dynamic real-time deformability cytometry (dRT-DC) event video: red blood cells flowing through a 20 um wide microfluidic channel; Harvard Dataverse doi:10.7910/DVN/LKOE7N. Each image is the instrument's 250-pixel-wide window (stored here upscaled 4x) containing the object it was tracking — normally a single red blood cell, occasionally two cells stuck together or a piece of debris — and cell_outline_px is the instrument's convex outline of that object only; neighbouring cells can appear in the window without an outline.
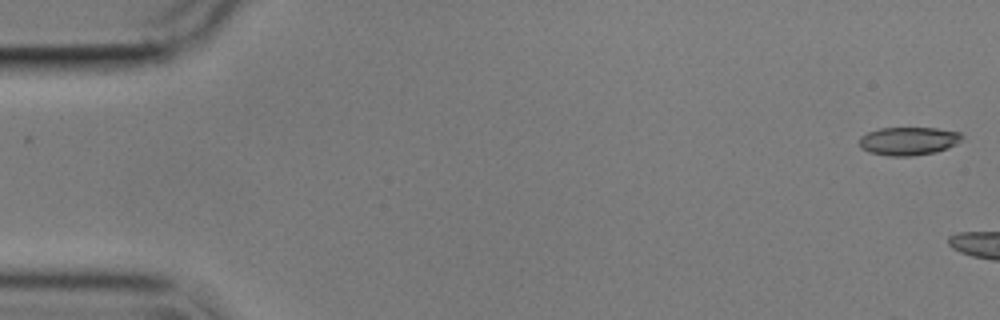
{"species": "common noctule bat (a hibernating species)", "species_latin": "Nyctalus noctula", "temperature_condition": "cold", "stored_images_in_passage": 9, "camera_frame_rate_fps": 3000, "um_per_image_px": 0.085, "animal": {"sex": "male", "body_mass_g": 17.9}, "frame": {"image": 1, "passage_image": 1, "time_ms": 0.0, "image_size_px": [1000, 320], "cell_outline_px": [[964, 136], [956, 144], [948, 148], [936, 152], [912, 156], [888, 156], [868, 152], [860, 148], [860, 136], [868, 132], [880, 128], [936, 128], [960, 132]], "centroid_in_image_um": [77.22, 11.99], "position_along_channel_um": 7.8, "area_um2": 16.99}}